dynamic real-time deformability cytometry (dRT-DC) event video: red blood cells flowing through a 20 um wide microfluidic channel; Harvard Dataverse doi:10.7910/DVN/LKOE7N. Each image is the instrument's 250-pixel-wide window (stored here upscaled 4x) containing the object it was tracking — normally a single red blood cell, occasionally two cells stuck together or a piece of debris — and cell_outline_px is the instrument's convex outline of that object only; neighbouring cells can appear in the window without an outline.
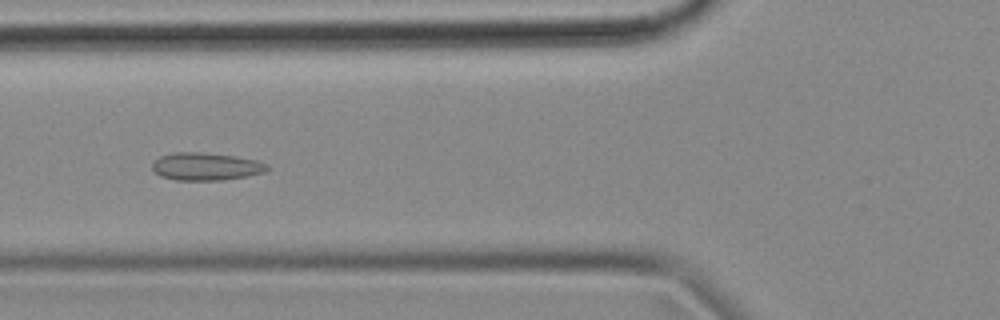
{"species": "common noctule bat (a hibernating species)", "species_latin": "Nyctalus noctula", "temperature_condition": "cold", "stored_images_in_passage": 54, "camera_frame_rate_fps": 3000, "um_per_image_px": 0.085, "animal": {"sex": "female", "body_mass_g": 18.4}, "frame": {"image": 1, "passage_image": 20, "time_ms": 6.333, "image_size_px": [1000, 320], "cell_outline_px": [[272, 168], [264, 172], [248, 176], [220, 180], [176, 180], [160, 176], [152, 168], [152, 164], [160, 156], [172, 152], [200, 152], [236, 156], [260, 160], [268, 164]], "centroid_in_image_um": [17.56, 14.14], "position_along_channel_um": 108.2, "area_um2": 18.73}}
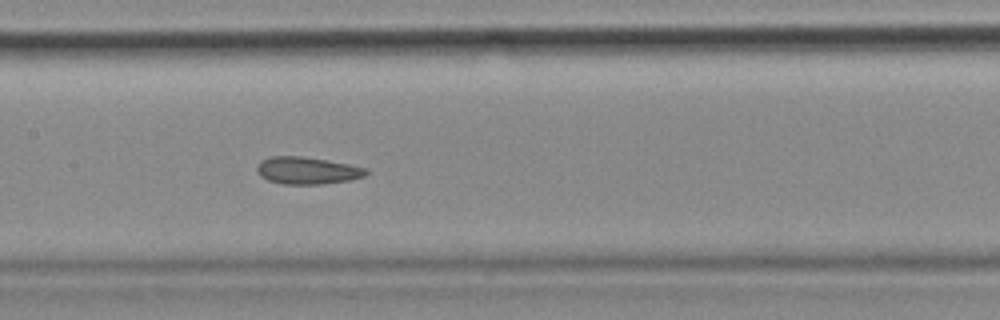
{"frame": {"image": 2, "passage_image": 26, "time_ms": 8.333, "image_size_px": [1000, 320], "cell_outline_px": [[368, 172], [364, 176], [348, 180], [320, 184], [280, 184], [268, 180], [260, 176], [256, 168], [256, 164], [260, 160], [268, 156], [304, 156], [328, 160], [368, 168]], "centroid_in_image_um": [26.06, 14.48], "position_along_channel_um": 181.3, "area_um2": 17.46}}
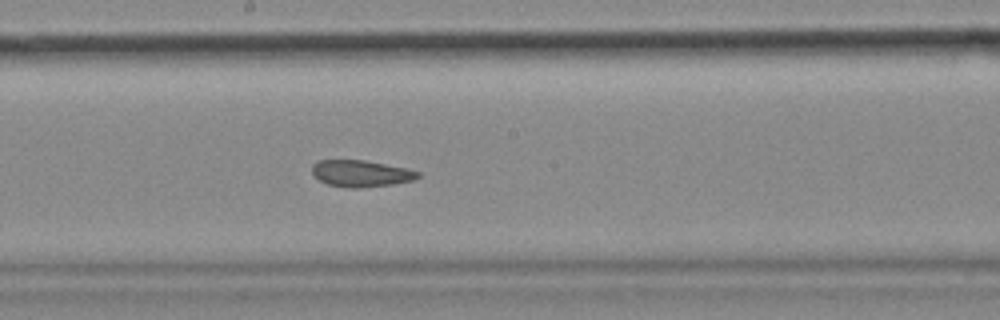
{"frame": {"image": 3, "passage_image": 29, "time_ms": 9.333, "image_size_px": [1000, 320], "cell_outline_px": [[420, 176], [412, 180], [392, 184], [356, 188], [348, 188], [328, 184], [320, 180], [312, 172], [312, 164], [320, 160], [364, 160], [404, 168], [420, 172]], "centroid_in_image_um": [30.66, 14.74], "position_along_channel_um": 217.5, "area_um2": 16.13}, "authors_computed_cell_mechanics": {"area_um2": 18.4382, "velocity_mm_per_s": 3.6463, "shape_relaxation_time_tau1_ms": null, "shape_relaxation_time_tau2_ms": 2.5366, "deformation_change_tau1": null, "deformation_change_tau2": 0.0829}}